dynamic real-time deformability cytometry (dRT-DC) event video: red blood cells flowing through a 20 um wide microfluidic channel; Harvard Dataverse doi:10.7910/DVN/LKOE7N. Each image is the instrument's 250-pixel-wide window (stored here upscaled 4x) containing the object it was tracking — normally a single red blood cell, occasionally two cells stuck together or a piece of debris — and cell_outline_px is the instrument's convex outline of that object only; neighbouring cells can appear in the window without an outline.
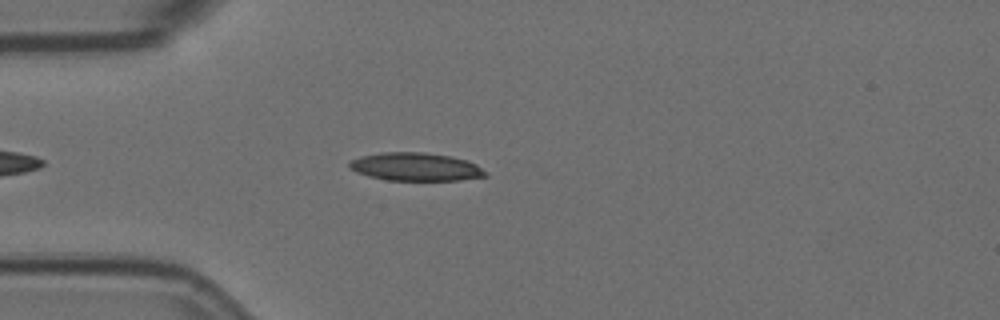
{"species": "Egyptian fruit bat (a non-hibernating species)", "species_latin": "Rousettus aegyptiacus", "temperature_condition": "room temperature", "stored_images_in_passage": 32, "camera_frame_rate_fps": 3000, "um_per_image_px": 0.085, "animal": {"sex": "female"}, "frame": {"image": 1, "passage_image": 7, "time_ms": 2.0, "image_size_px": [1000, 320], "cell_outline_px": [[488, 176], [460, 180], [388, 180], [368, 176], [356, 172], [348, 168], [348, 164], [352, 160], [360, 156], [380, 152], [424, 152], [448, 156], [468, 160], [476, 164], [488, 172]], "centroid_in_image_um": [35.33, 14.18], "position_along_channel_um": 49.7, "area_um2": 22.43}}
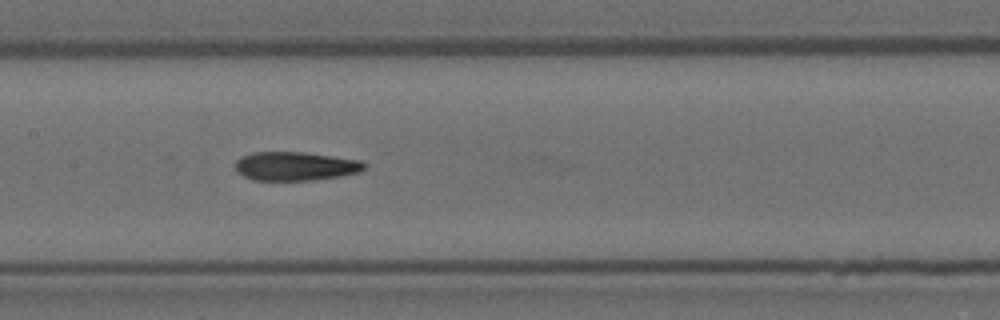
{"frame": {"image": 2, "passage_image": 19, "time_ms": 6.0, "image_size_px": [1000, 320], "cell_outline_px": [[368, 164], [360, 172], [340, 176], [312, 180], [252, 180], [236, 172], [236, 160], [240, 156], [252, 152], [304, 152], [360, 160]], "centroid_in_image_um": [25.09, 14.12], "position_along_channel_um": 182.3, "area_um2": 21.73}}
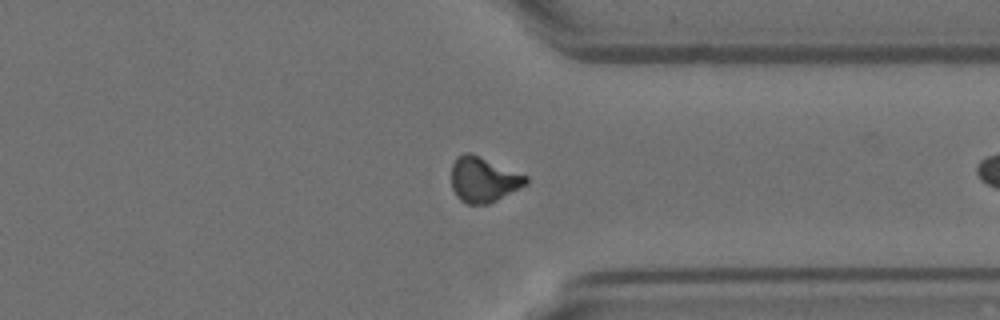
{"frame": {"image": 3, "passage_image": 31, "time_ms": 10.0, "image_size_px": [1000, 320], "cell_outline_px": [[528, 184], [488, 204], [468, 204], [460, 200], [456, 196], [452, 188], [452, 164], [456, 156], [464, 152], [472, 152], [528, 176]], "centroid_in_image_um": [41.08, 15.24], "position_along_channel_um": 370.3, "area_um2": 19.83}}